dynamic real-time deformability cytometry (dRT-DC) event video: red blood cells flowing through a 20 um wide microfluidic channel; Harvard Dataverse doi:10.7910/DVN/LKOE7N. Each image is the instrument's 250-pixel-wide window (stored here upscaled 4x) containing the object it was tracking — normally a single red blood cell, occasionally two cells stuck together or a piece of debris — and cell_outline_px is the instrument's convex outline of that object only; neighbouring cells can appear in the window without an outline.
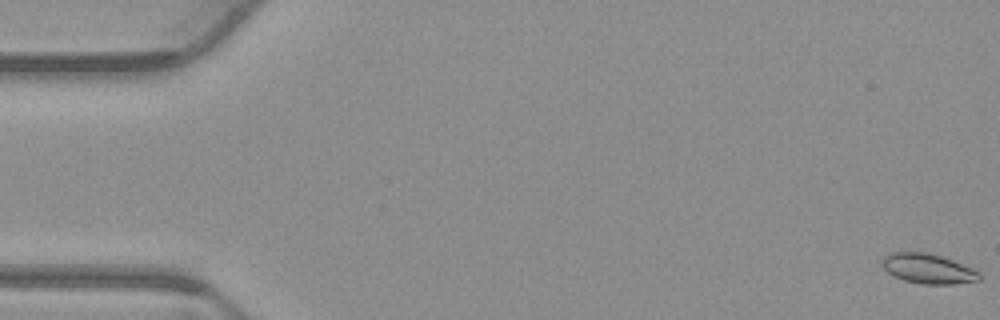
{"species": "common noctule bat (a hibernating species)", "species_latin": "Nyctalus noctula", "temperature_condition": "warm", "stored_images_in_passage": 54, "camera_frame_rate_fps": 3000, "um_per_image_px": 0.085, "animal": {"sex": "male", "body_mass_g": 23.1, "forearm_length_mm": 52.7}, "frame": {"image": 1, "passage_image": 1, "time_ms": 0.0, "image_size_px": [1000, 320], "cell_outline_px": [[980, 280], [952, 284], [920, 284], [904, 280], [888, 272], [880, 264], [880, 260], [888, 252], [928, 252], [944, 256], [972, 268], [980, 272]], "centroid_in_image_um": [78.86, 22.82], "position_along_channel_um": 6.1, "area_um2": 17.11}}
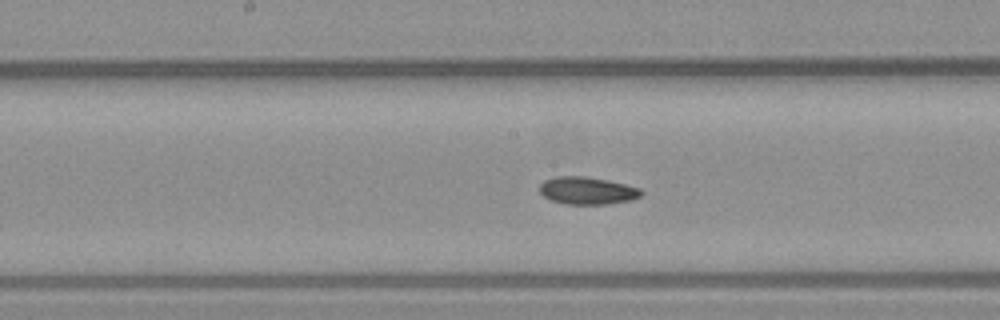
{"frame": {"image": 2, "passage_image": 28, "time_ms": 9.0, "image_size_px": [1000, 320], "cell_outline_px": [[644, 192], [640, 196], [632, 200], [608, 204], [564, 204], [552, 200], [544, 196], [540, 192], [540, 184], [544, 180], [556, 176], [584, 176], [624, 184], [640, 188]], "centroid_in_image_um": [49.91, 16.21], "position_along_channel_um": 198.3, "area_um2": 16.18}}
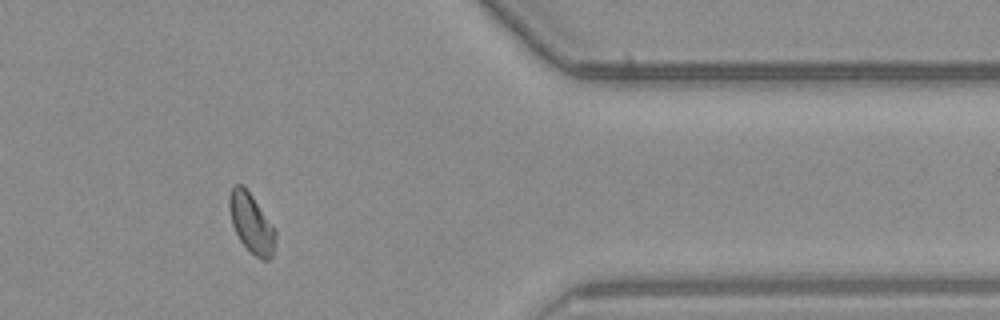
{"frame": {"image": 3, "passage_image": 45, "time_ms": 14.667, "image_size_px": [1000, 320], "cell_outline_px": [[276, 236], [272, 256], [268, 260], [260, 260], [240, 240], [232, 224], [228, 204], [228, 196], [232, 184], [240, 184], [252, 196], [276, 228]], "centroid_in_image_um": [21.37, 18.95], "position_along_channel_um": 390.0, "area_um2": 15.95}, "authors_computed_cell_mechanics": {"area_um2": 16.3574, "velocity_mm_per_s": 3.8287, "shape_relaxation_time_tau1_ms": 5.1027, "shape_relaxation_time_tau2_ms": 4.6739, "deformation_change_tau1": 0.1035, "deformation_change_tau2": 0.0903}}